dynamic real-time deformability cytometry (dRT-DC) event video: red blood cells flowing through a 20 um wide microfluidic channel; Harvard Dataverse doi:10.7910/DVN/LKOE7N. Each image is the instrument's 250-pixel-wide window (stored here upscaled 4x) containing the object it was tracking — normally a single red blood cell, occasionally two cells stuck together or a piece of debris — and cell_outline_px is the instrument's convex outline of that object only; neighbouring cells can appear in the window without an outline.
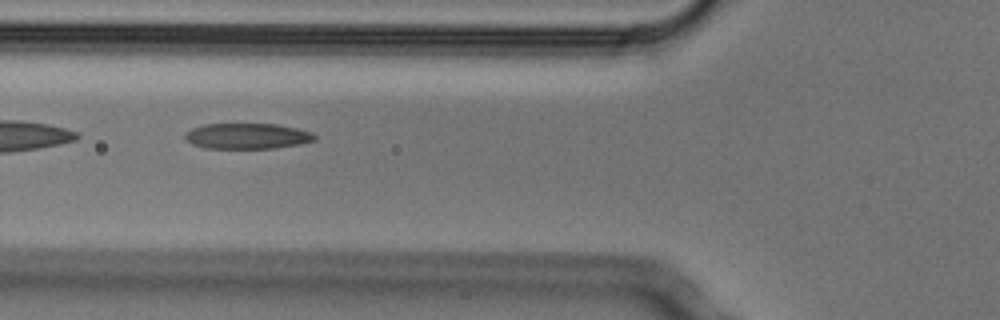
{"species": "Egyptian fruit bat (a non-hibernating species)", "species_latin": "Rousettus aegyptiacus", "temperature_condition": "cold", "stored_images_in_passage": 9, "segment_of_instrument_passage": [2, 2], "camera_frame_rate_fps": 3000, "um_per_image_px": 0.085, "animal": {"sex": "male"}, "frame": {"image": 1, "passage_image": 6, "time_ms": 1.667, "image_size_px": [1000, 320], "cell_outline_px": [[316, 140], [300, 144], [276, 148], [204, 148], [192, 144], [184, 136], [192, 128], [204, 124], [276, 124], [296, 128], [312, 132], [316, 136]], "centroid_in_image_um": [21.04, 11.57], "position_along_channel_um": 104.8, "area_um2": 19.31}}
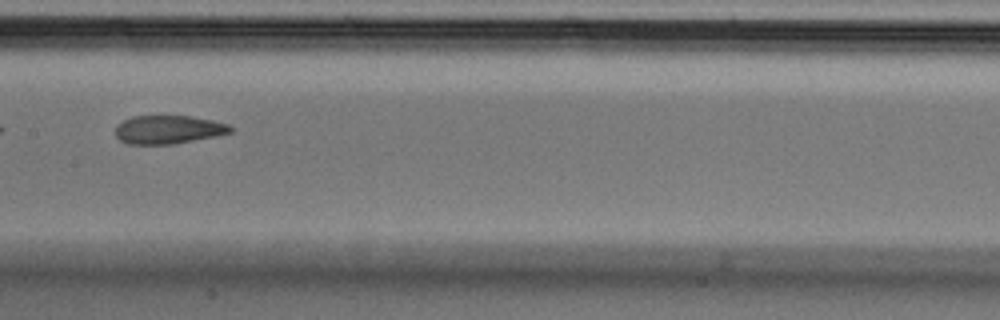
{"frame": {"image": 2, "passage_image": 8, "time_ms": 2.333, "image_size_px": [1000, 320], "cell_outline_px": [[232, 132], [216, 136], [172, 144], [128, 144], [120, 140], [116, 136], [116, 128], [124, 120], [132, 116], [192, 116], [212, 120], [228, 124], [232, 128]], "centroid_in_image_um": [14.32, 11.01], "position_along_channel_um": 193.1, "area_um2": 18.9}}
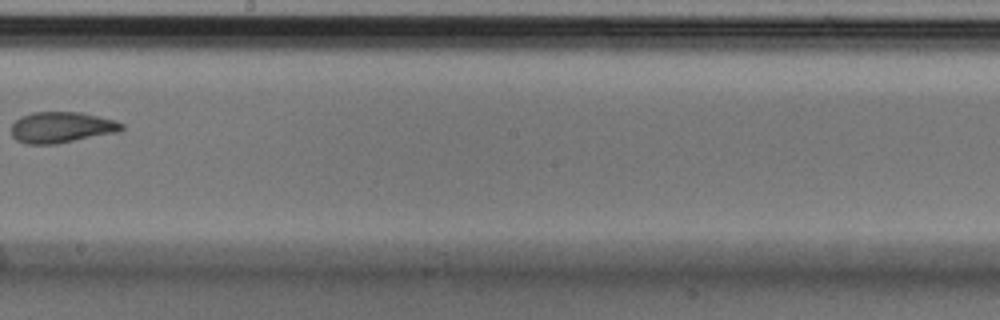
{"frame": {"image": 3, "passage_image": 9, "time_ms": 2.667, "image_size_px": [1000, 320], "cell_outline_px": [[124, 128], [120, 132], [56, 144], [24, 144], [16, 140], [12, 136], [12, 124], [20, 116], [32, 112], [80, 112], [116, 120], [124, 124]], "centroid_in_image_um": [5.24, 10.83], "position_along_channel_um": 243.0, "area_um2": 20.17}}